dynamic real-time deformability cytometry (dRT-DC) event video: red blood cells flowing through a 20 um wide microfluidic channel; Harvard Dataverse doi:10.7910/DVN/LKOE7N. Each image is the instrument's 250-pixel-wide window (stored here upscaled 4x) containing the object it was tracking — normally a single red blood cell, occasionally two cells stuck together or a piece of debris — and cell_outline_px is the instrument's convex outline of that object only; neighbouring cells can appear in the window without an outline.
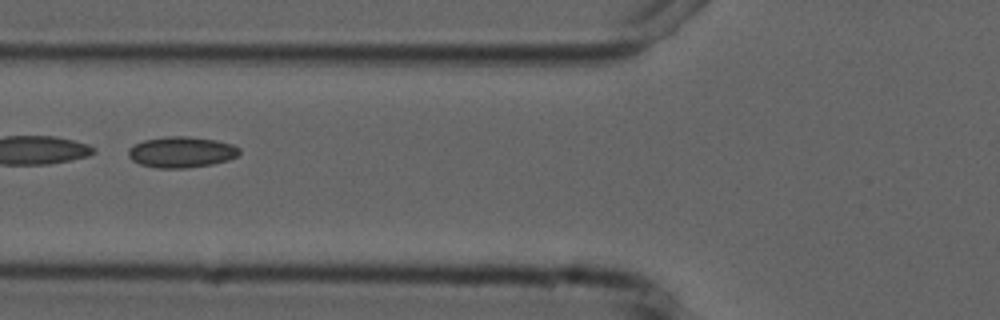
{"species": "common noctule bat (a hibernating species)", "species_latin": "Nyctalus noctula", "temperature_condition": "cold", "stored_images_in_passage": 4, "camera_frame_rate_fps": 3000, "um_per_image_px": 0.085, "animal": {"sex": "male", "forearm_length_mm": 52.5}, "frame": {"image": 1, "passage_image": 2, "time_ms": 1.333, "image_size_px": [1000, 320], "cell_outline_px": [[240, 152], [236, 156], [228, 160], [212, 164], [188, 168], [156, 168], [140, 164], [132, 160], [128, 156], [128, 148], [144, 140], [168, 136], [188, 136], [216, 140], [232, 144], [240, 148]], "centroid_in_image_um": [15.42, 12.93], "position_along_channel_um": 110.4, "area_um2": 20.06}}
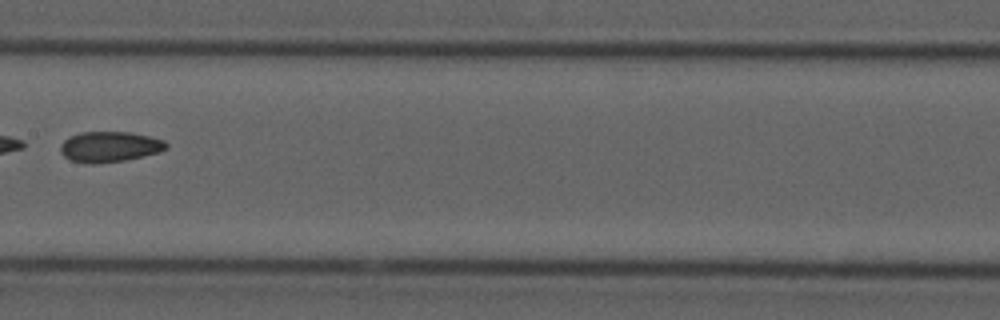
{"frame": {"image": 2, "passage_image": 4, "time_ms": 3.667, "image_size_px": [1000, 320], "cell_outline_px": [[168, 148], [160, 152], [144, 156], [124, 160], [92, 164], [88, 164], [72, 160], [64, 156], [60, 152], [60, 144], [64, 140], [80, 132], [128, 132], [148, 136], [164, 140], [168, 144]], "centroid_in_image_um": [9.33, 12.48], "position_along_channel_um": 198.1, "area_um2": 18.79}}